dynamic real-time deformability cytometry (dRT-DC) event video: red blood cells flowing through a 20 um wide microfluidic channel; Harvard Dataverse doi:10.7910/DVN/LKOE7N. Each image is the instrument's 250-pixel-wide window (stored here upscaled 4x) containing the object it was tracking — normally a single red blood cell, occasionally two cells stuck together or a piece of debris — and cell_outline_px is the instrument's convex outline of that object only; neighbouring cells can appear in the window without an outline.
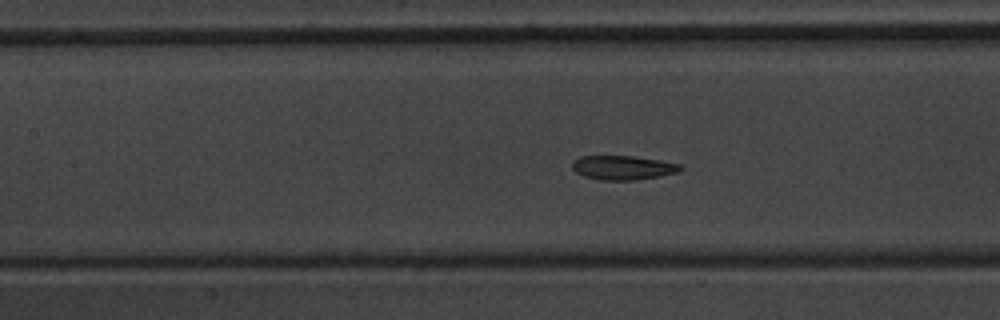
{"species": "common noctule bat (a hibernating species)", "species_latin": "Nyctalus noctula", "temperature_condition": "warm", "stored_images_in_passage": 37, "camera_frame_rate_fps": 3000, "um_per_image_px": 0.085, "animal": {"sex": "male", "body_mass_g": 20.1, "forearm_length_mm": 53.5}, "frame": {"image": 1, "passage_image": 6, "time_ms": 1.667, "image_size_px": [1000, 320], "cell_outline_px": [[684, 168], [680, 172], [660, 176], [636, 180], [600, 180], [584, 176], [576, 172], [572, 168], [572, 160], [580, 156], [632, 156], [660, 160], [680, 164]], "centroid_in_image_um": [52.96, 14.25], "position_along_channel_um": 154.4, "area_um2": 15.37}}
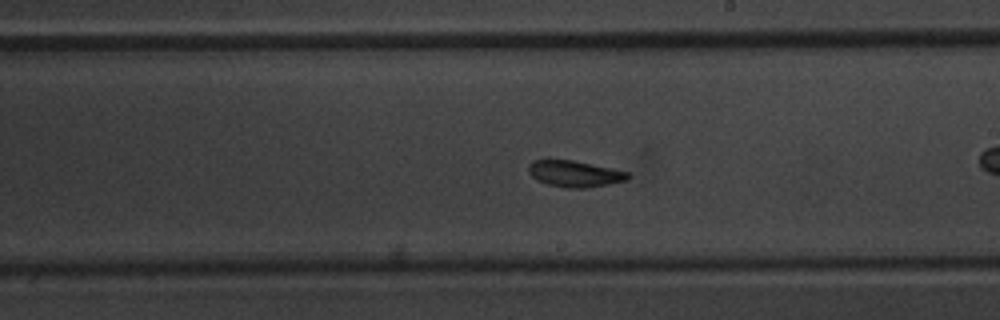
{"frame": {"image": 2, "passage_image": 13, "time_ms": 4.0, "image_size_px": [1000, 320], "cell_outline_px": [[628, 176], [624, 180], [608, 184], [588, 188], [564, 188], [548, 184], [536, 180], [528, 172], [528, 164], [532, 160], [548, 156], [572, 160], [612, 168], [628, 172]], "centroid_in_image_um": [48.72, 14.72], "position_along_channel_um": 240.3, "area_um2": 15.72}}
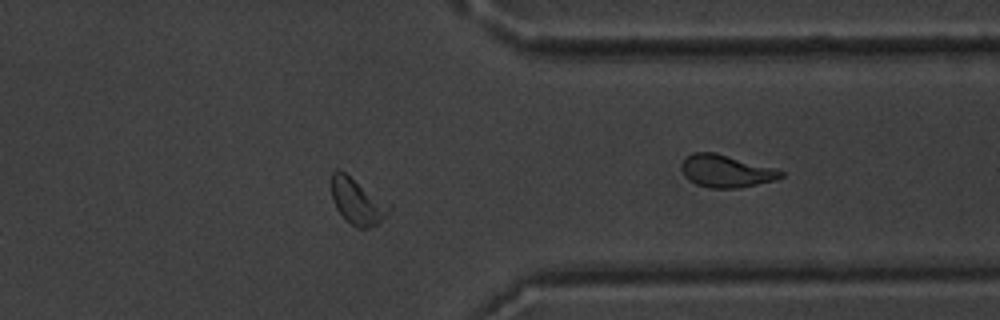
{"frame": {"image": 3, "passage_image": 25, "time_ms": 8.0, "image_size_px": [1000, 320], "cell_outline_px": [[392, 208], [388, 216], [376, 224], [368, 228], [356, 228], [336, 208], [332, 200], [332, 172], [336, 168], [340, 168], [392, 204]], "centroid_in_image_um": [30.42, 17.08], "position_along_channel_um": 381.0, "area_um2": 15.78}, "authors_computed_cell_mechanics": {"area_um2": 15.5482, "velocity_mm_per_s": 3.6779, "shape_relaxation_time_tau1_ms": 1.7259, "shape_relaxation_time_tau2_ms": 2.9719, "deformation_change_tau1": 0.0657, "deformation_change_tau2": 0.0685}}